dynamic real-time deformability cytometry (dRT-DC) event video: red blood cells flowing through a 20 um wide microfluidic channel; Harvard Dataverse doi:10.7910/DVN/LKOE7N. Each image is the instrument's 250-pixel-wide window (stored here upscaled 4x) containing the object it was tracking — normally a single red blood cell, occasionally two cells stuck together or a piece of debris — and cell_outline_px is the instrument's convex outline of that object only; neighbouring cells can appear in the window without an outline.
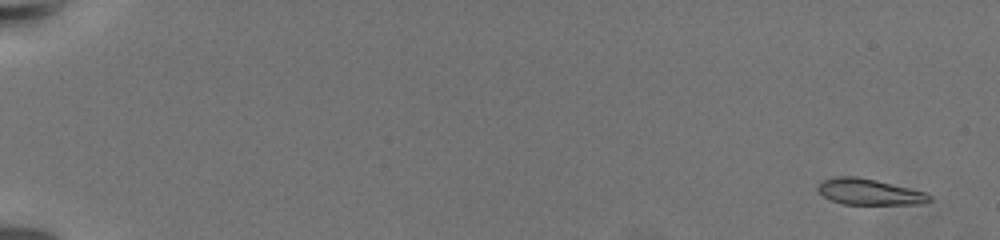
{"species": "common noctule bat (a hibernating species)", "species_latin": "Nyctalus noctula", "temperature_condition": "warm", "stored_images_in_passage": 15, "camera_frame_rate_fps": 3000, "um_per_image_px": 0.085, "animal": {"sex": "female", "body_mass_g": 19.5, "forearm_length_mm": 54.1}, "frame": {"image": 1, "passage_image": 2, "time_ms": 1.0, "image_size_px": [1000, 240], "cell_outline_px": [[932, 200], [920, 204], [844, 204], [832, 200], [824, 196], [816, 188], [824, 180], [836, 176], [856, 176], [876, 180], [924, 192], [932, 196]], "centroid_in_image_um": [73.89, 16.31], "position_along_channel_um": 11.1, "area_um2": 16.65}}
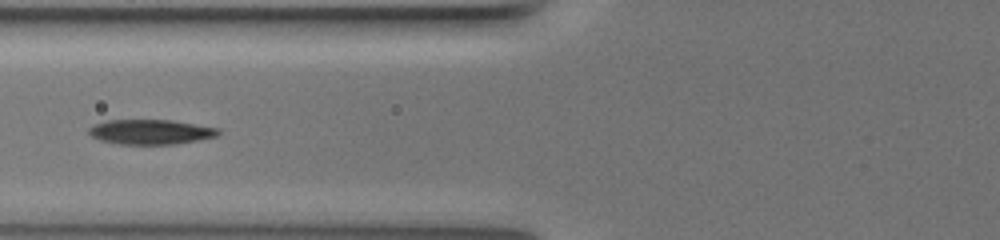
{"frame": {"image": 2, "passage_image": 12, "time_ms": 10.333, "image_size_px": [1000, 240], "cell_outline_px": [[220, 132], [216, 136], [200, 140], [176, 144], [120, 144], [100, 140], [92, 136], [88, 132], [88, 128], [92, 124], [108, 120], [172, 120], [220, 128]], "centroid_in_image_um": [12.81, 11.21], "position_along_channel_um": 113.0, "area_um2": 18.84}}
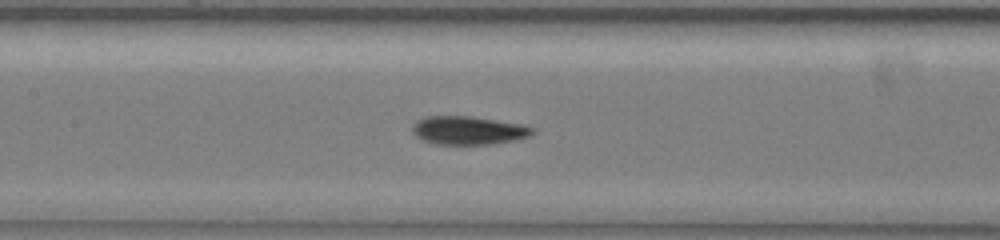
{"frame": {"image": 3, "passage_image": 14, "time_ms": 12.0, "image_size_px": [1000, 240], "cell_outline_px": [[536, 132], [528, 136], [516, 140], [492, 144], [436, 144], [420, 140], [412, 132], [412, 124], [416, 120], [424, 116], [472, 116], [520, 124], [536, 128]], "centroid_in_image_um": [39.78, 11.08], "position_along_channel_um": 167.6, "area_um2": 20.11}}